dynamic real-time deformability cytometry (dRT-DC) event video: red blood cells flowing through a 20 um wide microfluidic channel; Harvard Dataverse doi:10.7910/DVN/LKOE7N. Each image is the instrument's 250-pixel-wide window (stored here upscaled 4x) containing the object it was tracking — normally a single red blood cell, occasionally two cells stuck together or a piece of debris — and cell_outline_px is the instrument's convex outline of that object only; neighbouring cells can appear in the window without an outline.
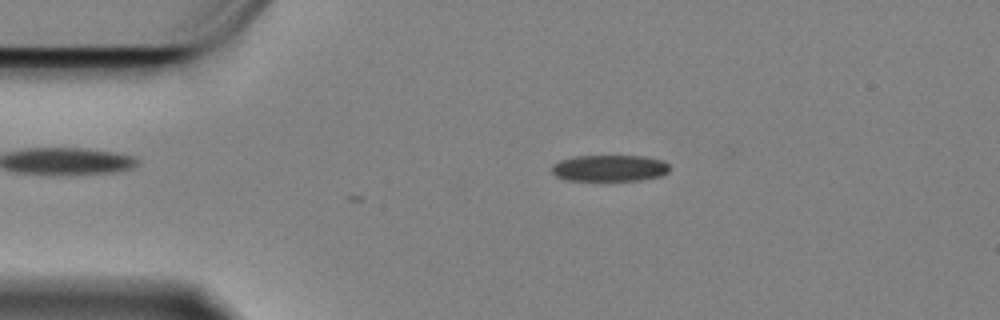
{"species": "Egyptian fruit bat (a non-hibernating species)", "species_latin": "Rousettus aegyptiacus", "temperature_condition": "cold", "stored_images_in_passage": 3, "camera_frame_rate_fps": 3000, "um_per_image_px": 0.085, "animal": {"sex": "female"}, "frame": {"image": 1, "passage_image": 3, "time_ms": 0.667, "image_size_px": [1000, 320], "cell_outline_px": [[668, 172], [660, 176], [640, 180], [564, 180], [556, 176], [552, 172], [552, 164], [560, 160], [576, 156], [644, 156], [664, 160], [668, 164]], "centroid_in_image_um": [51.8, 14.29], "position_along_channel_um": 33.2, "area_um2": 18.15}}